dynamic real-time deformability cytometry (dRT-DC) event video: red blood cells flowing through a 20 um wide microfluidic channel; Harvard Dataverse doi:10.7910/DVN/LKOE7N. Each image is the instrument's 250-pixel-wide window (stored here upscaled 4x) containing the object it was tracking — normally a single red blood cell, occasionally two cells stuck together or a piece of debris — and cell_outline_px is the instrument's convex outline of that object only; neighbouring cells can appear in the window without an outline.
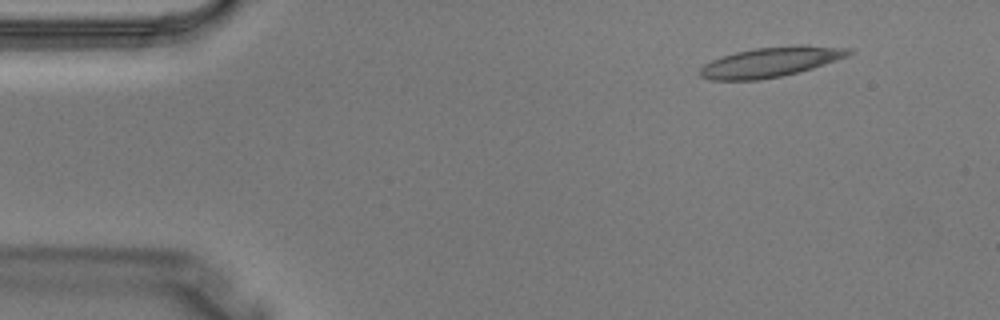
{"species": "Egyptian fruit bat (a non-hibernating species)", "species_latin": "Rousettus aegyptiacus", "temperature_condition": "warm", "stored_images_in_passage": 3, "camera_frame_rate_fps": 3000, "um_per_image_px": 0.085, "animal": {"sex": "male"}, "frame": {"image": 1, "passage_image": 3, "time_ms": 0.667, "image_size_px": [1000, 320], "cell_outline_px": [[856, 52], [848, 56], [800, 72], [760, 80], [712, 80], [700, 76], [700, 68], [704, 64], [720, 56], [736, 52], [756, 48], [792, 44], [796, 44], [852, 48]], "centroid_in_image_um": [65.55, 5.25], "position_along_channel_um": 19.5, "area_um2": 26.18}}